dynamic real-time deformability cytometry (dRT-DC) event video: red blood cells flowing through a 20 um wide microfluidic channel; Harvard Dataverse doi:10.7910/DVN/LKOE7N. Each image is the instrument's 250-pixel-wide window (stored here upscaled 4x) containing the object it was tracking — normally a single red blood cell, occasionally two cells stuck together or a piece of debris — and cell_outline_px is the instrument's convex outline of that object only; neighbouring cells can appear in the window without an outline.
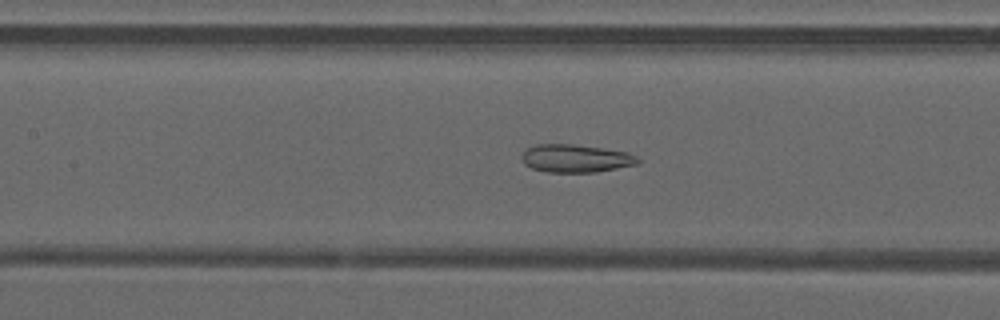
{"species": "common noctule bat (a hibernating species)", "species_latin": "Nyctalus noctula", "temperature_condition": "warm", "stored_images_in_passage": 45, "camera_frame_rate_fps": 3000, "um_per_image_px": 0.085, "animal": {"sex": "male", "forearm_length_mm": 52.5}, "frame": {"image": 1, "passage_image": 18, "time_ms": 5.667, "image_size_px": [1000, 320], "cell_outline_px": [[640, 160], [636, 164], [596, 172], [548, 172], [532, 168], [524, 164], [520, 156], [528, 148], [536, 144], [572, 144], [628, 152], [636, 156]], "centroid_in_image_um": [48.9, 13.46], "position_along_channel_um": 158.5, "area_um2": 18.73}}
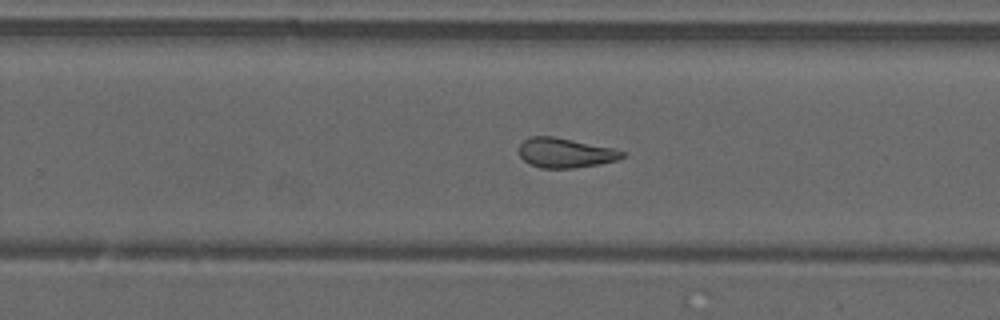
{"frame": {"image": 2, "passage_image": 27, "time_ms": 8.667, "image_size_px": [1000, 320], "cell_outline_px": [[624, 156], [616, 160], [600, 164], [572, 168], [540, 168], [528, 164], [520, 156], [520, 144], [528, 136], [552, 136], [612, 148], [624, 152]], "centroid_in_image_um": [48.0, 13.0], "position_along_channel_um": 281.8, "area_um2": 17.69}}
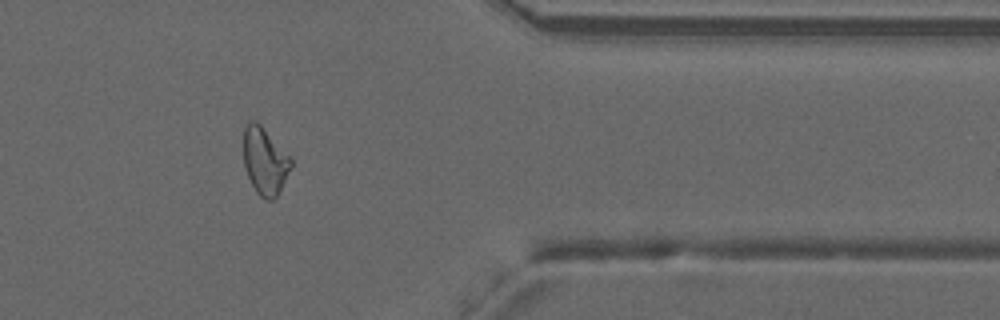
{"frame": {"image": 3, "passage_image": 36, "time_ms": 11.667, "image_size_px": [1000, 320], "cell_outline_px": [[292, 164], [276, 196], [272, 200], [264, 200], [256, 192], [248, 176], [244, 164], [244, 128], [248, 120], [256, 120], [260, 124], [292, 160]], "centroid_in_image_um": [22.47, 13.67], "position_along_channel_um": 388.9, "area_um2": 18.09}, "authors_computed_cell_mechanics": {"area_um2": 19.1896, "velocity_mm_per_s": 4.1279, "shape_relaxation_time_tau1_ms": null, "shape_relaxation_time_tau2_ms": 2.8227, "deformation_change_tau1": null, "deformation_change_tau2": 0.1092}}